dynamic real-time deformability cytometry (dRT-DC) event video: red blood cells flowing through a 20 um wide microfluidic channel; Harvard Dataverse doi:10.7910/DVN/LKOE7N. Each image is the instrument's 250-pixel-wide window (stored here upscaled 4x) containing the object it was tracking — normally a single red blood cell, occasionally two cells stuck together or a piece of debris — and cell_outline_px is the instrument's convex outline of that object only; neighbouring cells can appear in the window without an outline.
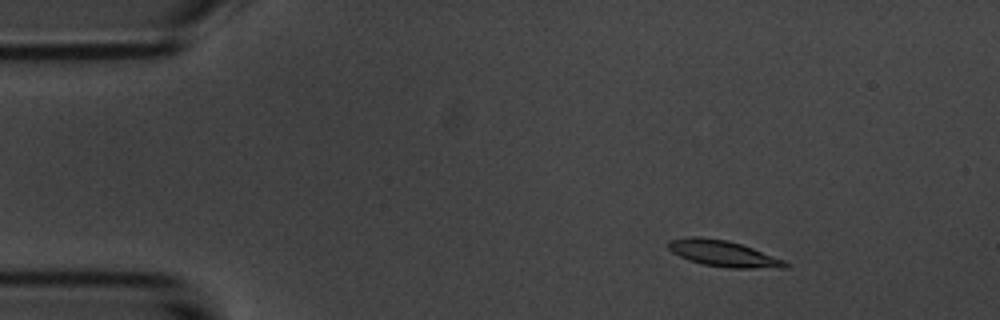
{"species": "common noctule bat (a hibernating species)", "species_latin": "Nyctalus noctula", "temperature_condition": "room temperature", "stored_images_in_passage": 10, "camera_frame_rate_fps": 3000, "um_per_image_px": 0.085, "animal": {"sex": "male", "body_mass_g": 20.1, "forearm_length_mm": 53.5}, "frame": {"image": 1, "passage_image": 2, "time_ms": 1.333, "image_size_px": [1000, 320], "cell_outline_px": [[788, 268], [728, 268], [704, 264], [688, 260], [672, 252], [668, 248], [668, 240], [688, 236], [700, 236], [728, 240], [752, 248], [784, 260], [788, 264]], "centroid_in_image_um": [61.44, 21.54], "position_along_channel_um": 23.6, "area_um2": 17.8}}
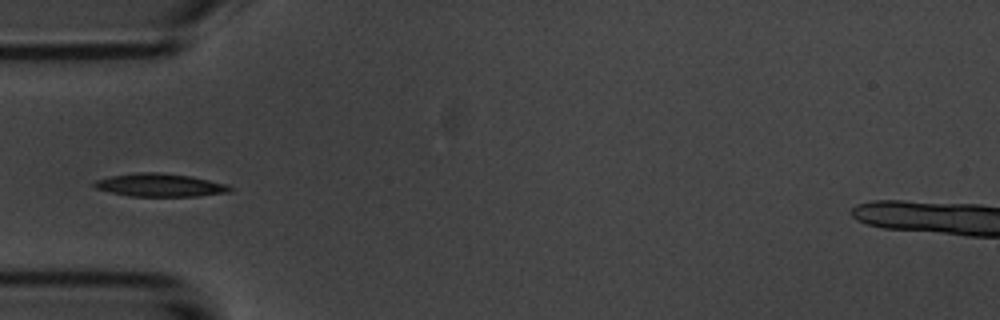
{"frame": {"image": 2, "passage_image": 5, "time_ms": 4.667, "image_size_px": [1000, 320], "cell_outline_px": [[232, 192], [200, 196], [128, 196], [96, 188], [92, 184], [96, 180], [108, 176], [140, 172], [156, 172], [192, 176], [228, 184], [232, 188]], "centroid_in_image_um": [13.64, 15.73], "position_along_channel_um": 71.4, "area_um2": 18.32}}
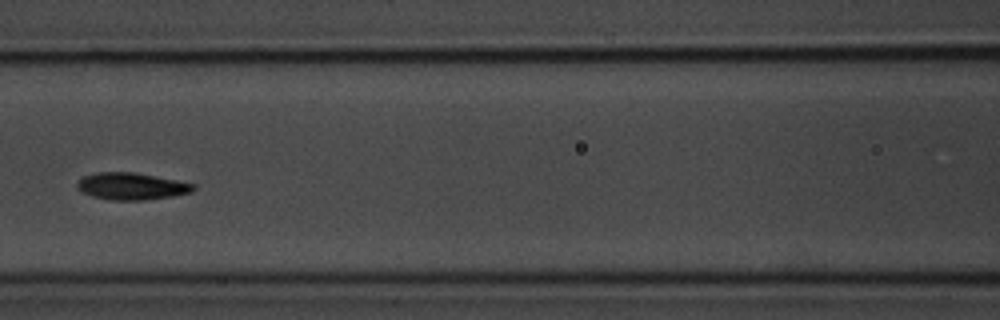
{"frame": {"image": 3, "passage_image": 7, "time_ms": 7.0, "image_size_px": [1000, 320], "cell_outline_px": [[196, 188], [192, 192], [172, 196], [144, 200], [112, 200], [92, 196], [76, 188], [76, 184], [84, 176], [96, 172], [136, 172], [196, 184]], "centroid_in_image_um": [11.2, 15.82], "position_along_channel_um": 155.4, "area_um2": 18.26}}